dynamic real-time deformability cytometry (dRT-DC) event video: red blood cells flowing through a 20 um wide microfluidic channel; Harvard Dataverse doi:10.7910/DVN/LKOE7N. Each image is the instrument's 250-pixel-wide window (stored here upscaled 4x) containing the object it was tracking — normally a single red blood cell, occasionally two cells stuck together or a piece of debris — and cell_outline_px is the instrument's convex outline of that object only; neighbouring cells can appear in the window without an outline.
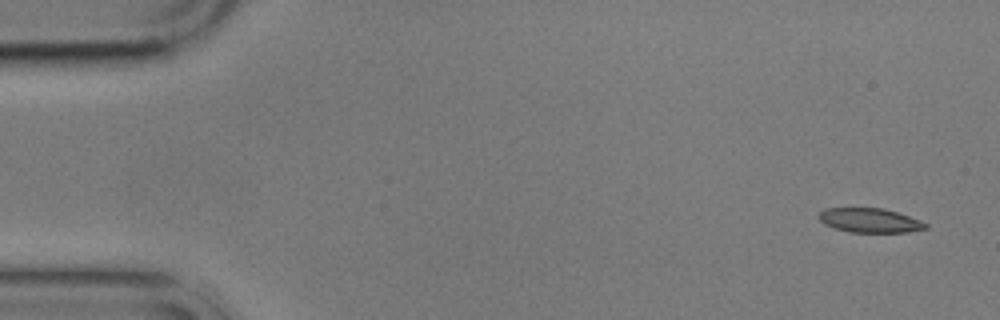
{"species": "common noctule bat (a hibernating species)", "species_latin": "Nyctalus noctula", "temperature_condition": "cold", "stored_images_in_passage": 4, "camera_frame_rate_fps": 3000, "um_per_image_px": 0.085, "animal": {"sex": "male", "body_mass_g": 17.9}, "frame": {"image": 1, "passage_image": 1, "time_ms": 0.0, "image_size_px": [1000, 320], "cell_outline_px": [[928, 228], [908, 232], [848, 232], [824, 224], [816, 216], [824, 208], [884, 208], [920, 220], [928, 224]], "centroid_in_image_um": [73.92, 18.73], "position_along_channel_um": 11.1, "area_um2": 15.14}}
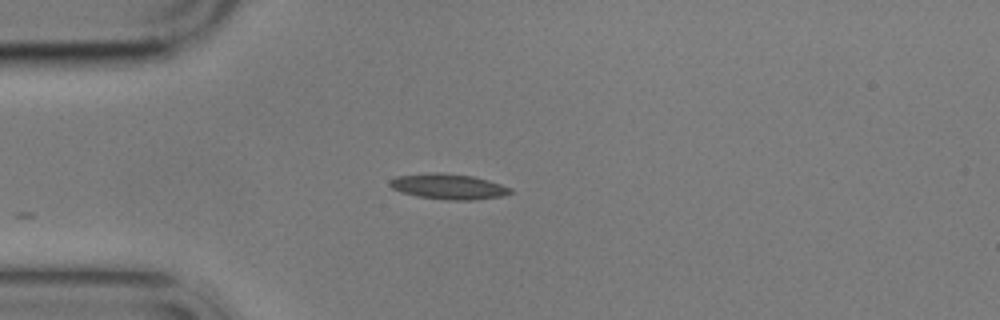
{"frame": {"image": 2, "passage_image": 4, "time_ms": 4.0, "image_size_px": [1000, 320], "cell_outline_px": [[512, 192], [500, 196], [476, 200], [448, 200], [416, 196], [400, 192], [392, 188], [388, 184], [388, 180], [396, 176], [436, 172], [440, 172], [472, 176], [488, 180], [512, 188]], "centroid_in_image_um": [38.07, 15.85], "position_along_channel_um": 46.9, "area_um2": 17.92}}